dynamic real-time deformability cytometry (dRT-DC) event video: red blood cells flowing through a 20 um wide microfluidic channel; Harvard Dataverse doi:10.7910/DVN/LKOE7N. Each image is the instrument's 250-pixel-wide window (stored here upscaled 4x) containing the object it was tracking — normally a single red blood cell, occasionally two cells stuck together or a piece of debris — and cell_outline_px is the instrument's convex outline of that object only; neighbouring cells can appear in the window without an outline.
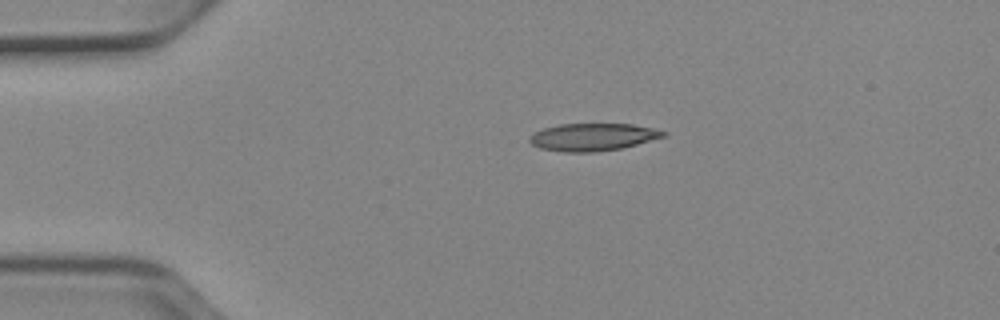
{"species": "Egyptian fruit bat (a non-hibernating species)", "species_latin": "Rousettus aegyptiacus", "temperature_condition": "cold", "stored_images_in_passage": 6, "camera_frame_rate_fps": 3000, "um_per_image_px": 0.085, "animal": {"sex": "female"}, "frame": {"image": 1, "passage_image": 1, "time_ms": 0.0, "image_size_px": [1000, 320], "cell_outline_px": [[668, 136], [620, 148], [596, 152], [564, 152], [540, 148], [532, 144], [528, 140], [528, 136], [544, 128], [560, 124], [632, 124], [652, 128], [668, 132]], "centroid_in_image_um": [50.39, 11.65], "position_along_channel_um": 34.6, "area_um2": 21.39}}